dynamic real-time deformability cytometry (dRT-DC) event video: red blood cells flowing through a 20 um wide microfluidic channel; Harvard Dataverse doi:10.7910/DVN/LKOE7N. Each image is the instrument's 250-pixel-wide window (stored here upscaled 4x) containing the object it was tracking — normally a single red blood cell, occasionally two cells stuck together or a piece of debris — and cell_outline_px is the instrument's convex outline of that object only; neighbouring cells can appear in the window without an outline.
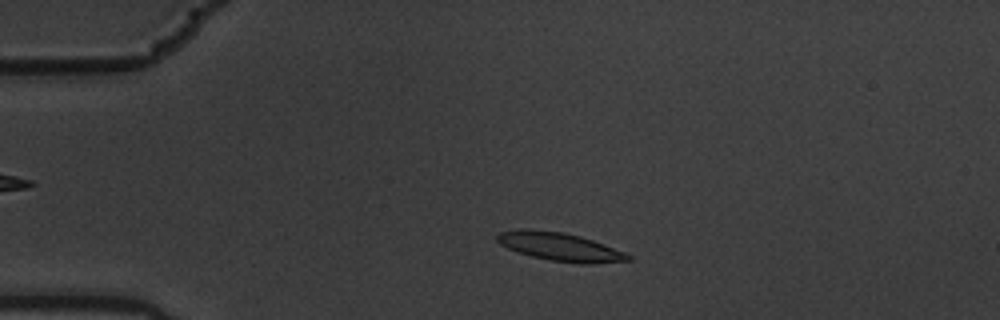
{"species": "common noctule bat (a hibernating species)", "species_latin": "Nyctalus noctula", "temperature_condition": "warm", "stored_images_in_passage": 4, "camera_frame_rate_fps": 3000, "um_per_image_px": 0.085, "animal": {"sex": "male", "body_mass_g": 19.5, "forearm_length_mm": 54.6}, "frame": {"image": 1, "passage_image": 2, "time_ms": 0.333, "image_size_px": [1000, 320], "cell_outline_px": [[632, 260], [592, 264], [576, 264], [548, 260], [532, 256], [508, 248], [500, 244], [496, 240], [496, 236], [500, 232], [516, 228], [524, 228], [564, 232], [580, 236], [604, 244], [624, 252], [632, 256]], "centroid_in_image_um": [47.59, 20.97], "position_along_channel_um": 37.4, "area_um2": 21.79}}
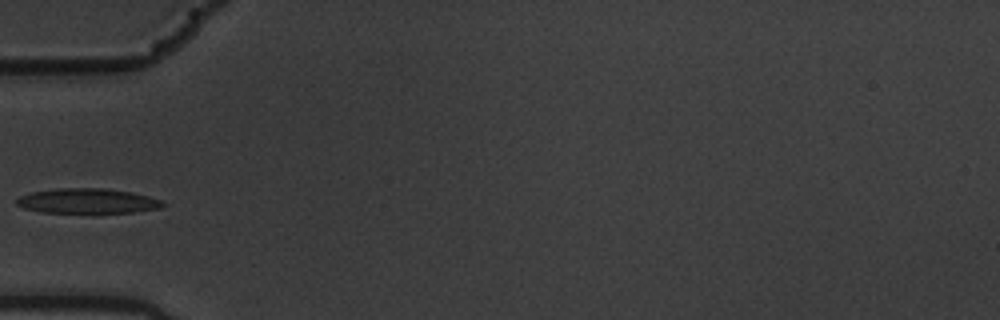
{"frame": {"image": 2, "passage_image": 4, "time_ms": 1.0, "image_size_px": [1000, 320], "cell_outline_px": [[168, 204], [160, 208], [136, 212], [40, 212], [24, 208], [16, 204], [16, 200], [20, 196], [28, 192], [60, 188], [104, 188], [132, 192], [148, 196], [160, 200]], "centroid_in_image_um": [7.44, 17.07], "position_along_channel_um": 77.6, "area_um2": 21.21}}